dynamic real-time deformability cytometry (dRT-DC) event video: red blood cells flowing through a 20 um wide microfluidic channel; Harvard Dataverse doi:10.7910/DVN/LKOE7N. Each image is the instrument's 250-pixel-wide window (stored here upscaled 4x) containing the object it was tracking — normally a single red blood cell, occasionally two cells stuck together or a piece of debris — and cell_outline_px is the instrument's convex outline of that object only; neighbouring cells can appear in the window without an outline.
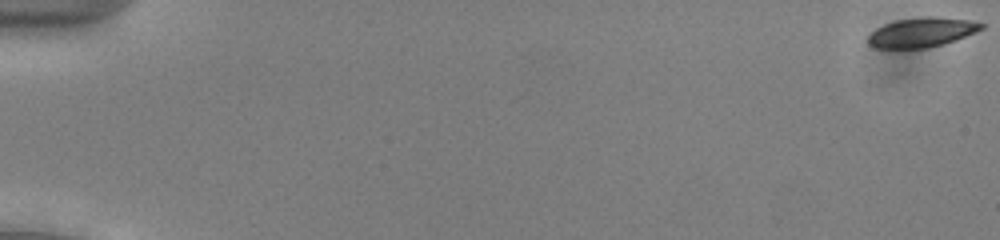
{"species": "common noctule bat (a hibernating species)", "species_latin": "Nyctalus noctula", "temperature_condition": "cold", "stored_images_in_passage": 54, "camera_frame_rate_fps": 3000, "um_per_image_px": 0.085, "animal": {"sex": "male", "body_mass_g": 13.0, "forearm_length_mm": 53.1}, "frame": {"image": 1, "passage_image": 1, "time_ms": 0.0, "image_size_px": [1000, 240], "cell_outline_px": [[984, 28], [956, 40], [944, 44], [928, 48], [876, 48], [868, 44], [868, 36], [876, 28], [884, 24], [896, 20], [928, 16], [968, 20], [984, 24]], "centroid_in_image_um": [78.33, 2.76], "position_along_channel_um": 6.7, "area_um2": 19.36}}
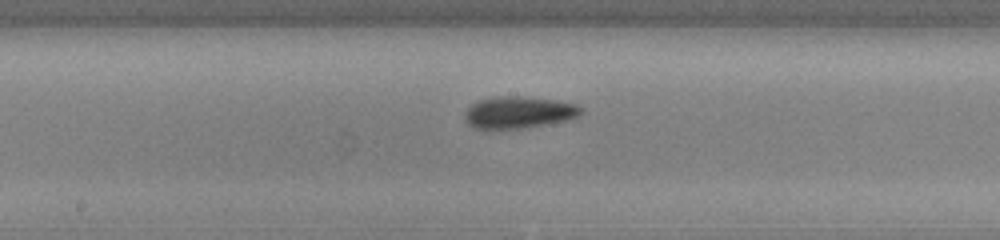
{"frame": {"image": 2, "passage_image": 30, "time_ms": 9.667, "image_size_px": [1000, 240], "cell_outline_px": [[584, 112], [576, 116], [564, 120], [520, 128], [488, 132], [472, 128], [464, 120], [464, 116], [468, 108], [472, 104], [480, 100], [496, 96], [520, 96], [556, 100], [576, 104], [584, 108]], "centroid_in_image_um": [44.01, 9.58], "position_along_channel_um": 204.2, "area_um2": 21.96}}
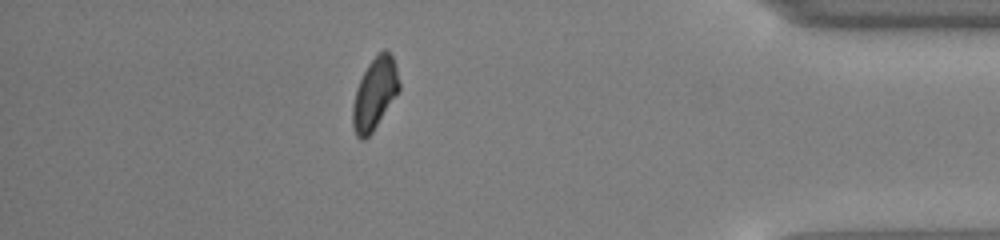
{"frame": {"image": 3, "passage_image": 48, "time_ms": 15.667, "image_size_px": [1000, 240], "cell_outline_px": [[400, 88], [372, 132], [364, 140], [360, 140], [356, 136], [352, 124], [352, 108], [356, 88], [368, 64], [384, 48], [392, 56], [396, 68], [400, 84]], "centroid_in_image_um": [31.82, 7.98], "position_along_channel_um": 403.4, "area_um2": 19.02}, "authors_computed_cell_mechanics": {"area_um2": 19.6231, "velocity_mm_per_s": 3.9244, "shape_relaxation_time_tau1_ms": 2.2389, "shape_relaxation_time_tau2_ms": 3.7172, "deformation_change_tau1": 0.0771, "deformation_change_tau2": 0.0839}}